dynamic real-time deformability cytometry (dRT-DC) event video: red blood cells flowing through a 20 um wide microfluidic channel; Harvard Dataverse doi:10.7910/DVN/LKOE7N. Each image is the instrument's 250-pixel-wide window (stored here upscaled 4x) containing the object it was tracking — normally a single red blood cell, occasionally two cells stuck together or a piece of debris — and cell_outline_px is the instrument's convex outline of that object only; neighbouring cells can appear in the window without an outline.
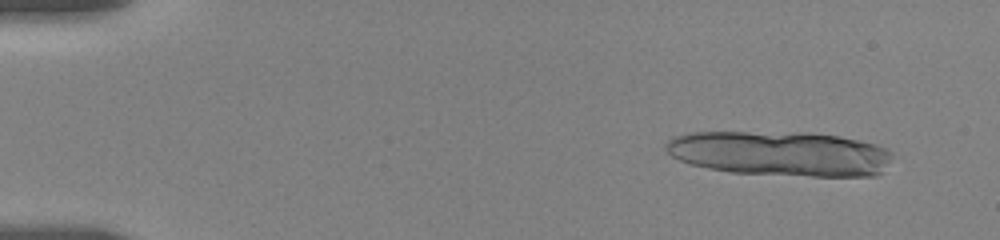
{"species": "human", "species_latin": "Homo sapiens", "temperature_condition": "room temperature", "stored_images_in_passage": 16, "camera_frame_rate_fps": 3000, "um_per_image_px": 0.085, "donor": {"sex": "female"}, "frame": {"image": 1, "passage_image": 5, "time_ms": 1.333, "image_size_px": [1000, 240], "cell_outline_px": [[892, 156], [880, 172], [876, 176], [812, 176], [732, 172], [708, 168], [688, 164], [672, 156], [664, 148], [664, 144], [672, 136], [688, 132], [808, 132], [840, 136], [860, 140], [876, 144], [888, 148], [892, 152]], "centroid_in_image_um": [66.29, 13.03], "position_along_channel_um": 18.7, "area_um2": 59.59}}